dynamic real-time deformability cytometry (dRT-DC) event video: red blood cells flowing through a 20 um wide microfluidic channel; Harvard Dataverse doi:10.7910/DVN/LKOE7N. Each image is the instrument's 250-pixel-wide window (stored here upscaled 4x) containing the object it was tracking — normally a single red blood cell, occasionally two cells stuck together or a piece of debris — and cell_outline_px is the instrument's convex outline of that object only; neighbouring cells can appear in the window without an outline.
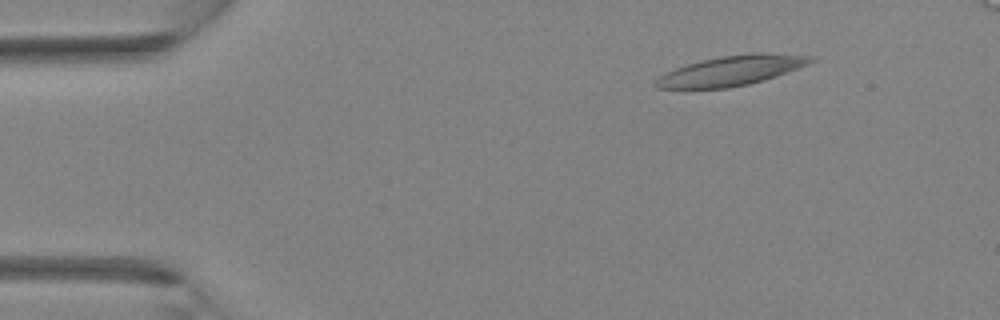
{"species": "Egyptian fruit bat (a non-hibernating species)", "species_latin": "Rousettus aegyptiacus", "temperature_condition": "room temperature", "stored_images_in_passage": 33, "camera_frame_rate_fps": 3000, "um_per_image_px": 0.085, "animal": {"sex": "female"}, "frame": {"image": 1, "passage_image": 5, "time_ms": 1.333, "image_size_px": [1000, 320], "cell_outline_px": [[816, 60], [808, 64], [776, 76], [764, 80], [748, 84], [728, 88], [656, 88], [652, 84], [660, 76], [676, 68], [700, 60], [720, 56], [756, 52], [764, 52], [816, 56]], "centroid_in_image_um": [62.21, 5.99], "position_along_channel_um": 22.8, "area_um2": 26.93}}
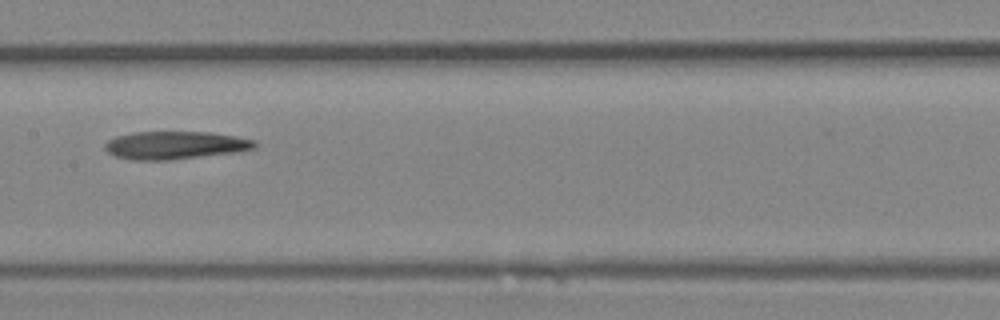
{"frame": {"image": 2, "passage_image": 19, "time_ms": 6.0, "image_size_px": [1000, 320], "cell_outline_px": [[256, 148], [236, 152], [168, 160], [132, 160], [116, 156], [108, 152], [104, 148], [104, 144], [108, 140], [116, 136], [132, 132], [208, 132], [236, 136], [256, 140]], "centroid_in_image_um": [14.88, 12.34], "position_along_channel_um": 192.5, "area_um2": 24.33}}
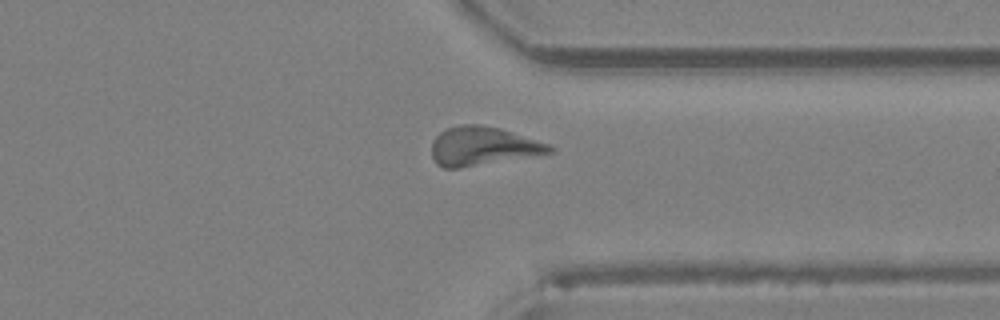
{"frame": {"image": 3, "passage_image": 29, "time_ms": 9.333, "image_size_px": [1000, 320], "cell_outline_px": [[556, 148], [552, 152], [460, 168], [444, 168], [436, 164], [432, 156], [432, 140], [440, 132], [448, 128], [460, 124], [480, 124], [500, 128], [548, 144]], "centroid_in_image_um": [40.98, 12.42], "position_along_channel_um": 370.4, "area_um2": 26.3}}